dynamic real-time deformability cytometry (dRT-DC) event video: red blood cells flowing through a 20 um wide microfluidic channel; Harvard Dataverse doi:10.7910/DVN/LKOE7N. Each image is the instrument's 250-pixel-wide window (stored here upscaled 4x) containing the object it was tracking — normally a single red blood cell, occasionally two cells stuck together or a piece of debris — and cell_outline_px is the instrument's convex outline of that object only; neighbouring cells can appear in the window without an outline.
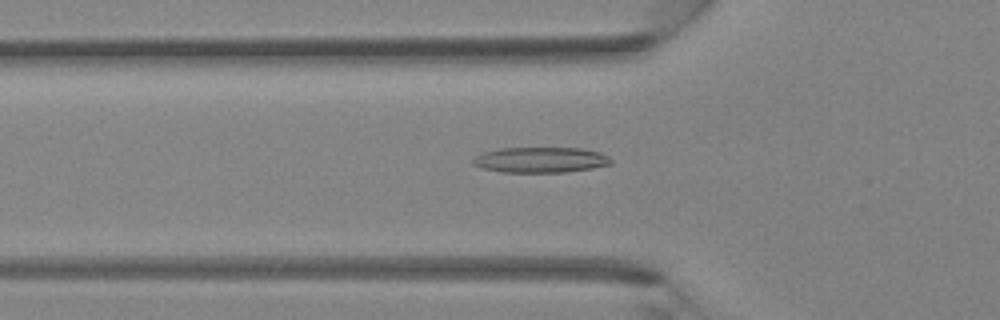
{"species": "Egyptian fruit bat (a non-hibernating species)", "species_latin": "Rousettus aegyptiacus", "temperature_condition": "room temperature", "stored_images_in_passage": 32, "camera_frame_rate_fps": 3000, "um_per_image_px": 0.085, "animal": {"sex": "female"}, "frame": {"image": 1, "passage_image": 9, "time_ms": 2.667, "image_size_px": [1000, 320], "cell_outline_px": [[612, 164], [592, 168], [564, 172], [500, 172], [480, 168], [472, 164], [472, 160], [476, 156], [484, 152], [500, 148], [580, 148], [600, 152], [608, 156], [612, 160]], "centroid_in_image_um": [45.93, 13.59], "position_along_channel_um": 79.9, "area_um2": 20.58}}
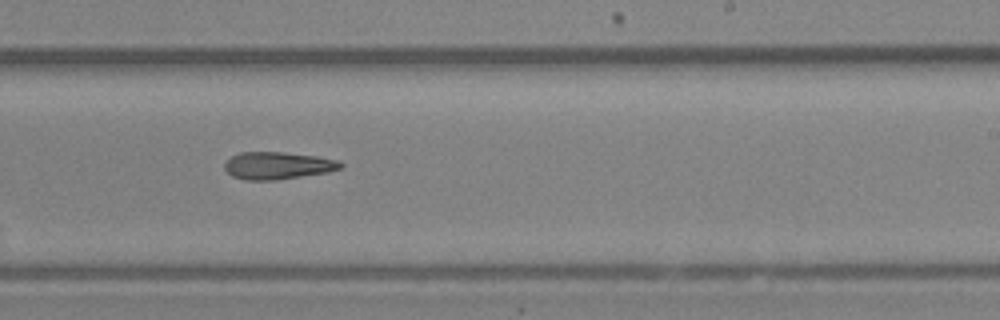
{"frame": {"image": 2, "passage_image": 20, "time_ms": 6.333, "image_size_px": [1000, 320], "cell_outline_px": [[344, 164], [340, 168], [328, 172], [276, 180], [244, 180], [232, 176], [224, 168], [224, 164], [232, 156], [240, 152], [284, 152], [316, 156], [340, 160]], "centroid_in_image_um": [23.61, 14.07], "position_along_channel_um": 265.4, "area_um2": 18.5}}
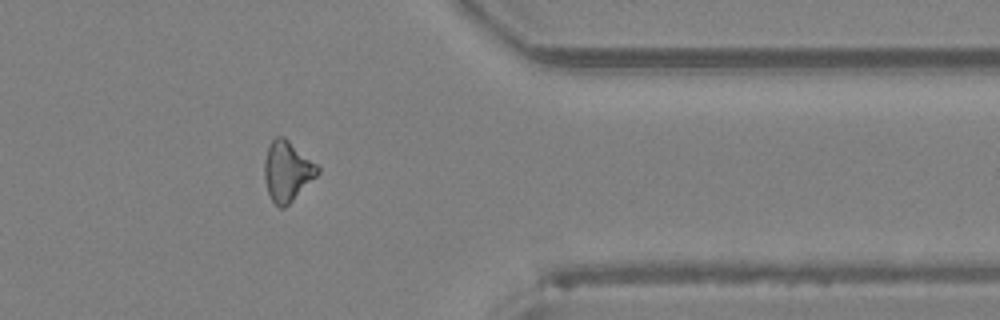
{"frame": {"image": 3, "passage_image": 28, "time_ms": 9.0, "image_size_px": [1000, 320], "cell_outline_px": [[320, 172], [284, 208], [280, 208], [272, 200], [268, 192], [264, 176], [264, 160], [268, 144], [276, 136], [284, 136], [316, 164], [320, 168]], "centroid_in_image_um": [24.39, 14.52], "position_along_channel_um": 387.0, "area_um2": 18.38}}